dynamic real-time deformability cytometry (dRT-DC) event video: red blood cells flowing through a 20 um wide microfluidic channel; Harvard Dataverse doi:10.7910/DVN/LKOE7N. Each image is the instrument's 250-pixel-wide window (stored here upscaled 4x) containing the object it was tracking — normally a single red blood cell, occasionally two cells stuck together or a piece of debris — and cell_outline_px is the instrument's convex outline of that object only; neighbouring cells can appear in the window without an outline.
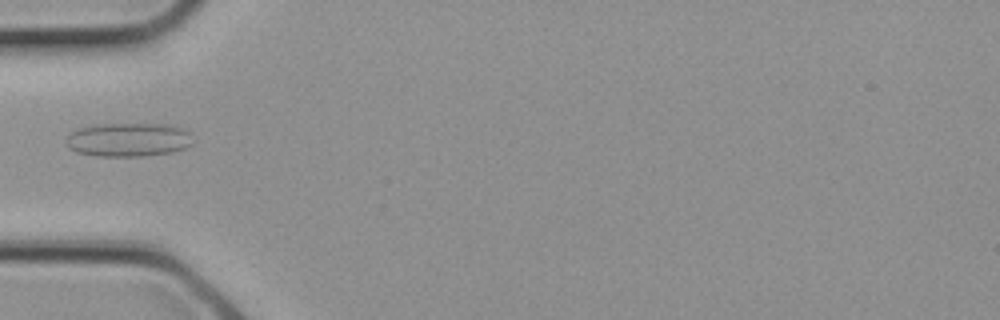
{"species": "common noctule bat (a hibernating species)", "species_latin": "Nyctalus noctula", "temperature_condition": "cold", "stored_images_in_passage": 3, "camera_frame_rate_fps": 3000, "um_per_image_px": 0.085, "animal": {"sex": "female", "body_mass_g": 21.9}, "frame": {"image": 1, "passage_image": 3, "time_ms": 0.667, "image_size_px": [1000, 320], "cell_outline_px": [[192, 144], [184, 148], [172, 152], [144, 156], [96, 156], [76, 152], [68, 148], [64, 144], [64, 140], [76, 128], [96, 124], [168, 124], [184, 128], [188, 132]], "centroid_in_image_um": [10.86, 11.87], "position_along_channel_um": 74.1, "area_um2": 25.2}}